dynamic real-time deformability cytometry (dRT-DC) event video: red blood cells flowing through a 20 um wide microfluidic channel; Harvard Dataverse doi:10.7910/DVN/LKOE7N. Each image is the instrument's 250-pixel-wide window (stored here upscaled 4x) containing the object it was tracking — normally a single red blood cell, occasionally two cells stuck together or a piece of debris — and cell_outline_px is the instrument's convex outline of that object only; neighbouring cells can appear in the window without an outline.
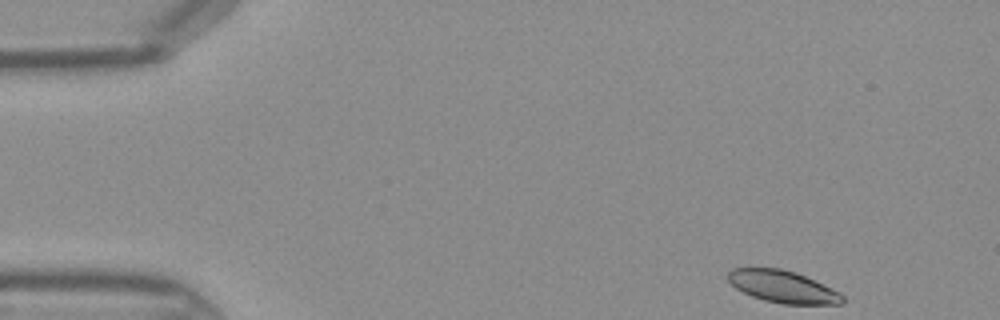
{"species": "Egyptian fruit bat (a non-hibernating species)", "species_latin": "Rousettus aegyptiacus", "temperature_condition": "warm", "stored_images_in_passage": 42, "camera_frame_rate_fps": 3000, "um_per_image_px": 0.085, "frame": {"image": 1, "passage_image": 1, "time_ms": 0.0, "image_size_px": [1000, 320], "cell_outline_px": [[844, 304], [784, 304], [764, 300], [752, 296], [736, 288], [728, 280], [728, 272], [732, 268], [780, 268], [796, 272], [840, 292], [844, 296]], "centroid_in_image_um": [66.55, 24.37], "position_along_channel_um": 18.4, "area_um2": 21.33}}
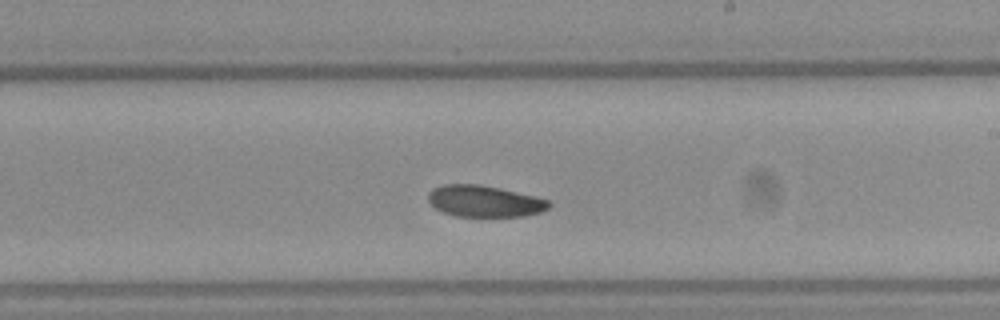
{"frame": {"image": 2, "passage_image": 23, "time_ms": 7.333, "image_size_px": [1000, 320], "cell_outline_px": [[552, 204], [548, 208], [540, 212], [524, 216], [456, 216], [444, 212], [436, 208], [428, 200], [428, 192], [432, 188], [444, 184], [476, 184], [500, 188], [536, 196], [548, 200]], "centroid_in_image_um": [41.18, 17.09], "position_along_channel_um": 247.8, "area_um2": 22.08}}
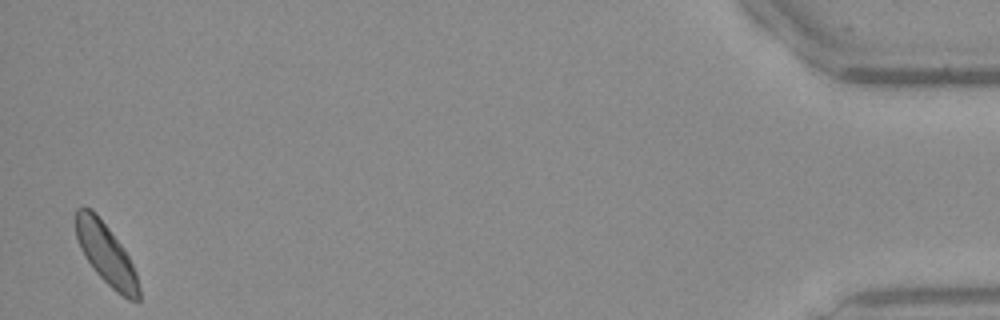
{"frame": {"image": 3, "passage_image": 41, "time_ms": 13.333, "image_size_px": [1000, 320], "cell_outline_px": [[140, 300], [128, 300], [116, 292], [96, 272], [84, 256], [80, 248], [76, 236], [76, 208], [84, 204], [92, 208], [124, 248], [136, 272], [140, 288]], "centroid_in_image_um": [9.01, 21.57], "position_along_channel_um": 426.2, "area_um2": 22.43}}